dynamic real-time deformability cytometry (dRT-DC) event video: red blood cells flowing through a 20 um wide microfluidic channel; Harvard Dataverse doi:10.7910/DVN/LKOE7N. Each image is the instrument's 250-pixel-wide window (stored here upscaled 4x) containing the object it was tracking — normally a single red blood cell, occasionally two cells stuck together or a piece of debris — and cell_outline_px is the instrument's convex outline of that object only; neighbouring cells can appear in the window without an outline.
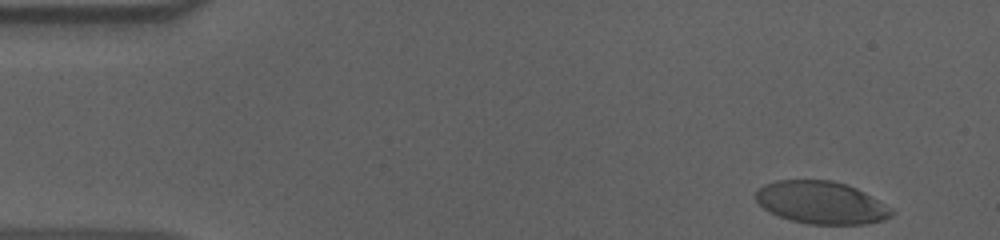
{"species": "human", "species_latin": "Homo sapiens", "temperature_condition": "cold", "stored_images_in_passage": 46, "camera_frame_rate_fps": 3000, "um_per_image_px": 0.085, "donor": {"sex": "male"}, "frame": {"image": 1, "passage_image": 1, "time_ms": 0.0, "image_size_px": [1000, 240], "cell_outline_px": [[896, 212], [892, 216], [880, 220], [864, 224], [808, 224], [792, 220], [780, 216], [764, 208], [756, 200], [756, 192], [764, 184], [776, 180], [832, 180], [856, 188], [864, 192], [892, 208]], "centroid_in_image_um": [69.82, 17.22], "position_along_channel_um": 15.2, "area_um2": 33.35}}
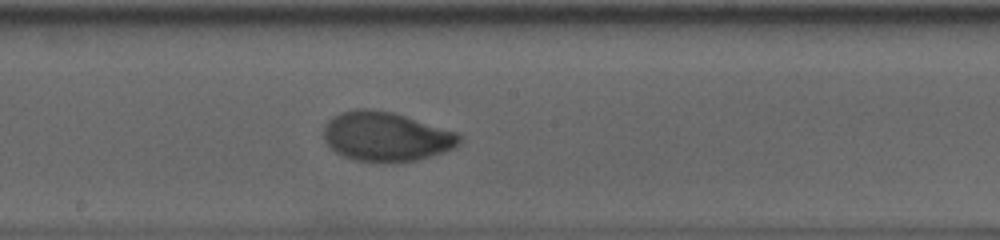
{"frame": {"image": 2, "passage_image": 27, "time_ms": 8.667, "image_size_px": [1000, 240], "cell_outline_px": [[464, 140], [460, 144], [444, 152], [416, 160], [396, 164], [384, 164], [352, 160], [336, 152], [324, 140], [324, 128], [328, 120], [332, 116], [340, 112], [356, 108], [368, 108], [392, 112], [456, 132], [464, 136]], "centroid_in_image_um": [32.82, 11.63], "position_along_channel_um": 215.4, "area_um2": 39.65}}
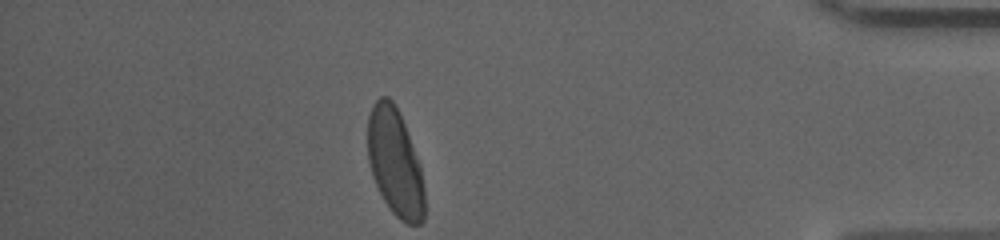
{"frame": {"image": 3, "passage_image": 46, "time_ms": 15.0, "image_size_px": [1000, 240], "cell_outline_px": [[424, 220], [420, 224], [408, 224], [400, 220], [392, 212], [384, 200], [372, 176], [368, 160], [368, 116], [372, 104], [380, 96], [388, 96], [392, 100], [400, 112], [420, 168], [424, 188]], "centroid_in_image_um": [33.56, 13.8], "position_along_channel_um": 401.6, "area_um2": 35.37}, "authors_computed_cell_mechanics": {"area_um2": 37.5411, "velocity_mm_per_s": 3.6125, "shape_relaxation_time_tau1_ms": 3.9861, "shape_relaxation_time_tau2_ms": null, "deformation_change_tau1": 0.1548, "deformation_change_tau2": null}}